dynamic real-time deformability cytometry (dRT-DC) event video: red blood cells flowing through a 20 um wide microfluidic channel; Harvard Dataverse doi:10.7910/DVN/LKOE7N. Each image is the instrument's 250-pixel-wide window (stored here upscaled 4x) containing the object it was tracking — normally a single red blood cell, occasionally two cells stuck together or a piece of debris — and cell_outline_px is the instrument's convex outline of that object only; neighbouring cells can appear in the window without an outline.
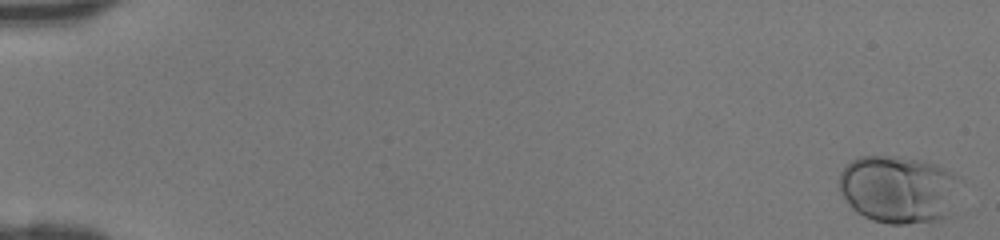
{"species": "human", "species_latin": "Homo sapiens", "temperature_condition": "room temperature", "stored_images_in_passage": 47, "camera_frame_rate_fps": 3000, "um_per_image_px": 0.085, "donor": {"sex": "female"}, "frame": {"image": 1, "passage_image": 1, "time_ms": 0.0, "image_size_px": [1000, 240], "cell_outline_px": [[964, 180], [944, 216], [936, 220], [904, 224], [888, 224], [872, 220], [856, 212], [848, 204], [840, 192], [840, 172], [852, 160], [860, 156], [896, 156], [920, 160], [936, 164], [964, 176]], "centroid_in_image_um": [76.39, 16.06], "position_along_channel_um": 8.6, "area_um2": 47.92}}
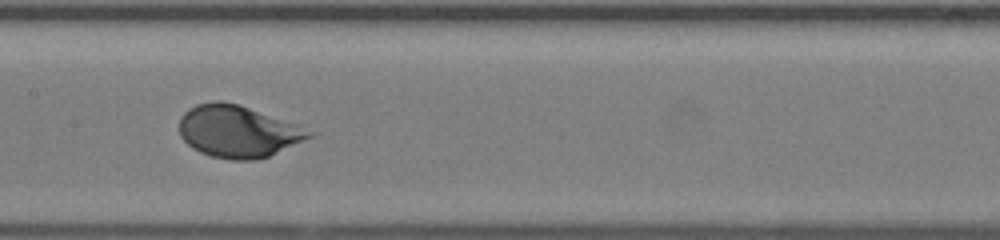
{"frame": {"image": 2, "passage_image": 25, "time_ms": 8.0, "image_size_px": [1000, 240], "cell_outline_px": [[320, 132], [316, 136], [268, 156], [252, 160], [232, 160], [212, 156], [200, 152], [192, 148], [180, 136], [180, 116], [188, 108], [196, 104], [212, 100], [220, 100], [240, 104], [300, 124]], "centroid_in_image_um": [20.3, 11.14], "position_along_channel_um": 187.1, "area_um2": 40.23}}
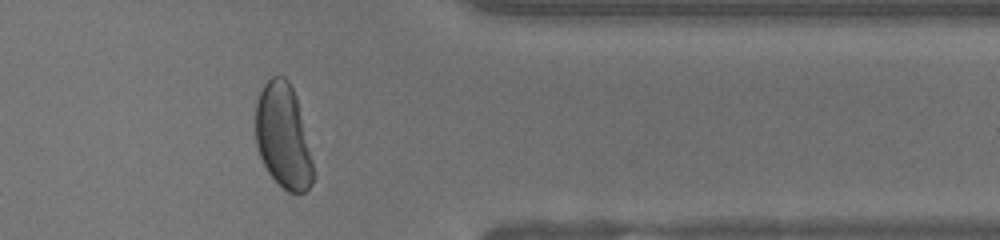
{"frame": {"image": 3, "passage_image": 39, "time_ms": 12.667, "image_size_px": [1000, 240], "cell_outline_px": [[316, 176], [312, 184], [304, 192], [288, 192], [268, 172], [260, 156], [256, 144], [256, 104], [260, 92], [264, 84], [272, 76], [284, 76], [288, 80], [296, 96]], "centroid_in_image_um": [24.08, 11.59], "position_along_channel_um": 387.3, "area_um2": 34.8}}